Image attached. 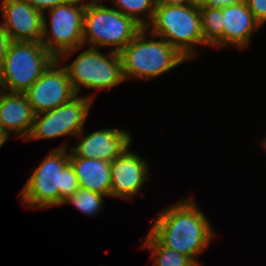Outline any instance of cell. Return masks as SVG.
<instances>
[{
    "label": "cell",
    "mask_w": 266,
    "mask_h": 266,
    "mask_svg": "<svg viewBox=\"0 0 266 266\" xmlns=\"http://www.w3.org/2000/svg\"><path fill=\"white\" fill-rule=\"evenodd\" d=\"M204 42L216 48H223V12L222 8H199Z\"/></svg>",
    "instance_id": "cell-17"
},
{
    "label": "cell",
    "mask_w": 266,
    "mask_h": 266,
    "mask_svg": "<svg viewBox=\"0 0 266 266\" xmlns=\"http://www.w3.org/2000/svg\"><path fill=\"white\" fill-rule=\"evenodd\" d=\"M55 59L41 42L12 40L0 72V89L26 92Z\"/></svg>",
    "instance_id": "cell-7"
},
{
    "label": "cell",
    "mask_w": 266,
    "mask_h": 266,
    "mask_svg": "<svg viewBox=\"0 0 266 266\" xmlns=\"http://www.w3.org/2000/svg\"><path fill=\"white\" fill-rule=\"evenodd\" d=\"M208 0H193V4H195L198 8L206 6Z\"/></svg>",
    "instance_id": "cell-27"
},
{
    "label": "cell",
    "mask_w": 266,
    "mask_h": 266,
    "mask_svg": "<svg viewBox=\"0 0 266 266\" xmlns=\"http://www.w3.org/2000/svg\"><path fill=\"white\" fill-rule=\"evenodd\" d=\"M0 130H2V124H1V120H0Z\"/></svg>",
    "instance_id": "cell-29"
},
{
    "label": "cell",
    "mask_w": 266,
    "mask_h": 266,
    "mask_svg": "<svg viewBox=\"0 0 266 266\" xmlns=\"http://www.w3.org/2000/svg\"><path fill=\"white\" fill-rule=\"evenodd\" d=\"M249 10L256 20L263 26L266 23V0H245Z\"/></svg>",
    "instance_id": "cell-21"
},
{
    "label": "cell",
    "mask_w": 266,
    "mask_h": 266,
    "mask_svg": "<svg viewBox=\"0 0 266 266\" xmlns=\"http://www.w3.org/2000/svg\"><path fill=\"white\" fill-rule=\"evenodd\" d=\"M79 143L71 149L76 157L94 158L111 162L130 148L131 134L119 128H105L89 134L81 131Z\"/></svg>",
    "instance_id": "cell-11"
},
{
    "label": "cell",
    "mask_w": 266,
    "mask_h": 266,
    "mask_svg": "<svg viewBox=\"0 0 266 266\" xmlns=\"http://www.w3.org/2000/svg\"><path fill=\"white\" fill-rule=\"evenodd\" d=\"M107 55L99 48L82 51L70 64H64L70 82L77 94L81 88L110 89L125 81L120 54L109 50Z\"/></svg>",
    "instance_id": "cell-8"
},
{
    "label": "cell",
    "mask_w": 266,
    "mask_h": 266,
    "mask_svg": "<svg viewBox=\"0 0 266 266\" xmlns=\"http://www.w3.org/2000/svg\"><path fill=\"white\" fill-rule=\"evenodd\" d=\"M8 139L9 136L4 131L0 130V147H2Z\"/></svg>",
    "instance_id": "cell-26"
},
{
    "label": "cell",
    "mask_w": 266,
    "mask_h": 266,
    "mask_svg": "<svg viewBox=\"0 0 266 266\" xmlns=\"http://www.w3.org/2000/svg\"><path fill=\"white\" fill-rule=\"evenodd\" d=\"M93 95L79 96L77 94L68 102L50 111L35 115L34 124L28 140L53 139L65 135L77 136L84 126Z\"/></svg>",
    "instance_id": "cell-9"
},
{
    "label": "cell",
    "mask_w": 266,
    "mask_h": 266,
    "mask_svg": "<svg viewBox=\"0 0 266 266\" xmlns=\"http://www.w3.org/2000/svg\"><path fill=\"white\" fill-rule=\"evenodd\" d=\"M2 25L13 41L41 42L43 14L26 0H1Z\"/></svg>",
    "instance_id": "cell-12"
},
{
    "label": "cell",
    "mask_w": 266,
    "mask_h": 266,
    "mask_svg": "<svg viewBox=\"0 0 266 266\" xmlns=\"http://www.w3.org/2000/svg\"><path fill=\"white\" fill-rule=\"evenodd\" d=\"M33 8L44 14L46 11L70 0H26Z\"/></svg>",
    "instance_id": "cell-22"
},
{
    "label": "cell",
    "mask_w": 266,
    "mask_h": 266,
    "mask_svg": "<svg viewBox=\"0 0 266 266\" xmlns=\"http://www.w3.org/2000/svg\"><path fill=\"white\" fill-rule=\"evenodd\" d=\"M111 197L133 199L141 187L150 179L147 160L130 151L128 148L122 155L110 162Z\"/></svg>",
    "instance_id": "cell-13"
},
{
    "label": "cell",
    "mask_w": 266,
    "mask_h": 266,
    "mask_svg": "<svg viewBox=\"0 0 266 266\" xmlns=\"http://www.w3.org/2000/svg\"><path fill=\"white\" fill-rule=\"evenodd\" d=\"M241 0H208L207 8H224L227 6L235 5Z\"/></svg>",
    "instance_id": "cell-24"
},
{
    "label": "cell",
    "mask_w": 266,
    "mask_h": 266,
    "mask_svg": "<svg viewBox=\"0 0 266 266\" xmlns=\"http://www.w3.org/2000/svg\"><path fill=\"white\" fill-rule=\"evenodd\" d=\"M67 144L50 151L35 168L19 194L27 208L46 209L62 205L63 200L79 189V180L69 162Z\"/></svg>",
    "instance_id": "cell-2"
},
{
    "label": "cell",
    "mask_w": 266,
    "mask_h": 266,
    "mask_svg": "<svg viewBox=\"0 0 266 266\" xmlns=\"http://www.w3.org/2000/svg\"><path fill=\"white\" fill-rule=\"evenodd\" d=\"M104 1L86 3L83 42L91 48L112 47L111 51L119 53L143 28L116 8L104 5Z\"/></svg>",
    "instance_id": "cell-5"
},
{
    "label": "cell",
    "mask_w": 266,
    "mask_h": 266,
    "mask_svg": "<svg viewBox=\"0 0 266 266\" xmlns=\"http://www.w3.org/2000/svg\"><path fill=\"white\" fill-rule=\"evenodd\" d=\"M146 30L163 38L188 60L196 54L195 46H208L203 38L201 14L195 4L156 5Z\"/></svg>",
    "instance_id": "cell-4"
},
{
    "label": "cell",
    "mask_w": 266,
    "mask_h": 266,
    "mask_svg": "<svg viewBox=\"0 0 266 266\" xmlns=\"http://www.w3.org/2000/svg\"><path fill=\"white\" fill-rule=\"evenodd\" d=\"M35 114L25 93L0 90V120L2 131L9 137L21 134L23 141L30 136Z\"/></svg>",
    "instance_id": "cell-14"
},
{
    "label": "cell",
    "mask_w": 266,
    "mask_h": 266,
    "mask_svg": "<svg viewBox=\"0 0 266 266\" xmlns=\"http://www.w3.org/2000/svg\"><path fill=\"white\" fill-rule=\"evenodd\" d=\"M62 64L55 59L24 92L35 115L55 109L77 95Z\"/></svg>",
    "instance_id": "cell-10"
},
{
    "label": "cell",
    "mask_w": 266,
    "mask_h": 266,
    "mask_svg": "<svg viewBox=\"0 0 266 266\" xmlns=\"http://www.w3.org/2000/svg\"><path fill=\"white\" fill-rule=\"evenodd\" d=\"M11 38L8 32L5 30L3 25L0 23V72L2 70L6 54L8 52L9 45L11 43Z\"/></svg>",
    "instance_id": "cell-23"
},
{
    "label": "cell",
    "mask_w": 266,
    "mask_h": 266,
    "mask_svg": "<svg viewBox=\"0 0 266 266\" xmlns=\"http://www.w3.org/2000/svg\"><path fill=\"white\" fill-rule=\"evenodd\" d=\"M111 2L117 10L132 18L142 28H147L151 23L156 7V0H111ZM140 15H147V18L143 19Z\"/></svg>",
    "instance_id": "cell-19"
},
{
    "label": "cell",
    "mask_w": 266,
    "mask_h": 266,
    "mask_svg": "<svg viewBox=\"0 0 266 266\" xmlns=\"http://www.w3.org/2000/svg\"><path fill=\"white\" fill-rule=\"evenodd\" d=\"M143 28L120 52L125 81L129 78L150 80L188 60L163 38ZM156 39V40H153Z\"/></svg>",
    "instance_id": "cell-3"
},
{
    "label": "cell",
    "mask_w": 266,
    "mask_h": 266,
    "mask_svg": "<svg viewBox=\"0 0 266 266\" xmlns=\"http://www.w3.org/2000/svg\"><path fill=\"white\" fill-rule=\"evenodd\" d=\"M193 4V0H156V5H187Z\"/></svg>",
    "instance_id": "cell-25"
},
{
    "label": "cell",
    "mask_w": 266,
    "mask_h": 266,
    "mask_svg": "<svg viewBox=\"0 0 266 266\" xmlns=\"http://www.w3.org/2000/svg\"><path fill=\"white\" fill-rule=\"evenodd\" d=\"M192 197L162 210L149 233L164 247L190 257L198 266L200 256L216 236L203 211Z\"/></svg>",
    "instance_id": "cell-1"
},
{
    "label": "cell",
    "mask_w": 266,
    "mask_h": 266,
    "mask_svg": "<svg viewBox=\"0 0 266 266\" xmlns=\"http://www.w3.org/2000/svg\"><path fill=\"white\" fill-rule=\"evenodd\" d=\"M69 162L75 170L80 188L111 197L110 162L76 157L71 151H69Z\"/></svg>",
    "instance_id": "cell-16"
},
{
    "label": "cell",
    "mask_w": 266,
    "mask_h": 266,
    "mask_svg": "<svg viewBox=\"0 0 266 266\" xmlns=\"http://www.w3.org/2000/svg\"><path fill=\"white\" fill-rule=\"evenodd\" d=\"M86 3V0H70L46 11L50 16V23L45 13L43 14L41 43L59 61L66 60L84 46L83 23Z\"/></svg>",
    "instance_id": "cell-6"
},
{
    "label": "cell",
    "mask_w": 266,
    "mask_h": 266,
    "mask_svg": "<svg viewBox=\"0 0 266 266\" xmlns=\"http://www.w3.org/2000/svg\"><path fill=\"white\" fill-rule=\"evenodd\" d=\"M103 196L105 197V195H102L100 193L80 188L72 196H69L65 200H63L62 205L70 203L83 214H87L93 217L95 214L99 213V211L102 209V206L104 205Z\"/></svg>",
    "instance_id": "cell-20"
},
{
    "label": "cell",
    "mask_w": 266,
    "mask_h": 266,
    "mask_svg": "<svg viewBox=\"0 0 266 266\" xmlns=\"http://www.w3.org/2000/svg\"><path fill=\"white\" fill-rule=\"evenodd\" d=\"M223 12V46L246 48L252 34L259 30L260 23L249 10L245 0L222 8Z\"/></svg>",
    "instance_id": "cell-15"
},
{
    "label": "cell",
    "mask_w": 266,
    "mask_h": 266,
    "mask_svg": "<svg viewBox=\"0 0 266 266\" xmlns=\"http://www.w3.org/2000/svg\"><path fill=\"white\" fill-rule=\"evenodd\" d=\"M264 139H265V140L261 141V142H262L261 144H262V147L264 146L263 148L266 149V138H264Z\"/></svg>",
    "instance_id": "cell-28"
},
{
    "label": "cell",
    "mask_w": 266,
    "mask_h": 266,
    "mask_svg": "<svg viewBox=\"0 0 266 266\" xmlns=\"http://www.w3.org/2000/svg\"><path fill=\"white\" fill-rule=\"evenodd\" d=\"M144 239L142 246L151 250L153 266H198L190 257L162 246L149 232Z\"/></svg>",
    "instance_id": "cell-18"
}]
</instances>
